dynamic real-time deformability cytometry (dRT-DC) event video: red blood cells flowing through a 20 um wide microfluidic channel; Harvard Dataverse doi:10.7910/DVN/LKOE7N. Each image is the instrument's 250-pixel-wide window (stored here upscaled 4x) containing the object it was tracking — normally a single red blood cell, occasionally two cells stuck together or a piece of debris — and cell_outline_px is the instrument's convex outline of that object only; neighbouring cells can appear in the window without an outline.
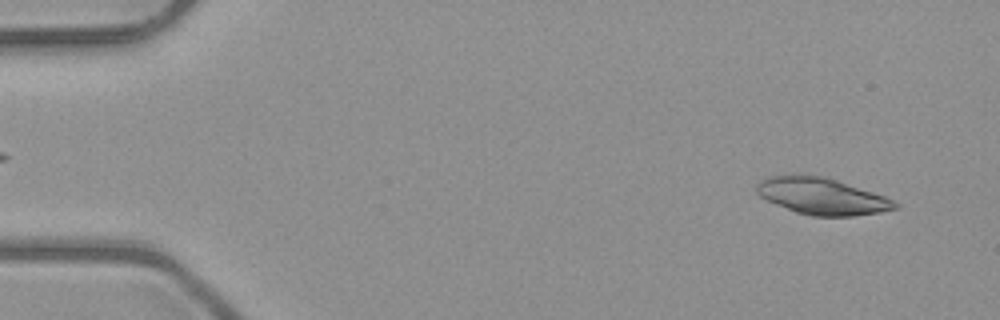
{"species": "common noctule bat (a hibernating species)", "species_latin": "Nyctalus noctula", "temperature_condition": "room temperature", "stored_images_in_passage": 50, "camera_frame_rate_fps": 3000, "um_per_image_px": 0.085, "animal": {"sex": "male", "body_mass_g": 23.1, "forearm_length_mm": 52.7}, "frame": {"image": 1, "passage_image": 3, "time_ms": 0.667, "image_size_px": [1000, 320], "cell_outline_px": [[900, 208], [880, 212], [852, 216], [812, 216], [796, 212], [776, 204], [760, 196], [756, 192], [756, 184], [764, 176], [828, 176], [884, 196], [900, 204]], "centroid_in_image_um": [69.88, 16.68], "position_along_channel_um": 15.1, "area_um2": 29.42}}
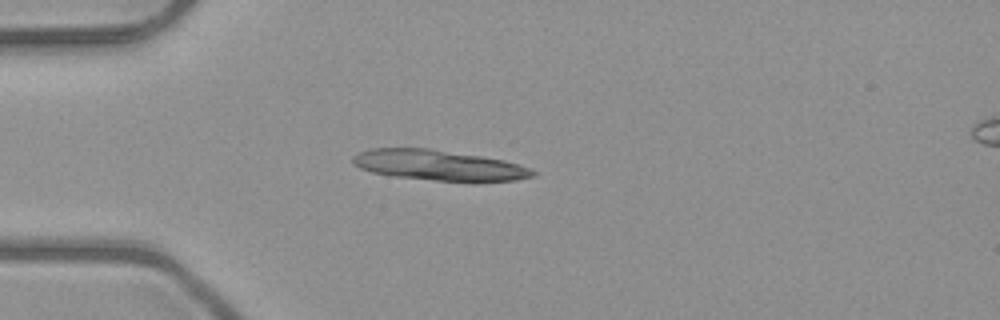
{"frame": {"image": 2, "passage_image": 13, "time_ms": 4.0, "image_size_px": [1000, 320], "cell_outline_px": [[536, 172], [532, 176], [516, 180], [436, 180], [392, 176], [372, 172], [360, 168], [352, 164], [352, 156], [360, 152], [372, 148], [428, 148], [480, 156], [504, 160], [528, 168]], "centroid_in_image_um": [37.2, 14.03], "position_along_channel_um": 47.8, "area_um2": 31.15}, "authors_computed_cell_mechanics": {"area_um2": 18.6983, "velocity_mm_per_s": 4.0276, "shape_relaxation_time_tau1_ms": 6.2068, "shape_relaxation_time_tau2_ms": 9.7319, "deformation_change_tau1": 0.159, "deformation_change_tau2": 0.1873}}